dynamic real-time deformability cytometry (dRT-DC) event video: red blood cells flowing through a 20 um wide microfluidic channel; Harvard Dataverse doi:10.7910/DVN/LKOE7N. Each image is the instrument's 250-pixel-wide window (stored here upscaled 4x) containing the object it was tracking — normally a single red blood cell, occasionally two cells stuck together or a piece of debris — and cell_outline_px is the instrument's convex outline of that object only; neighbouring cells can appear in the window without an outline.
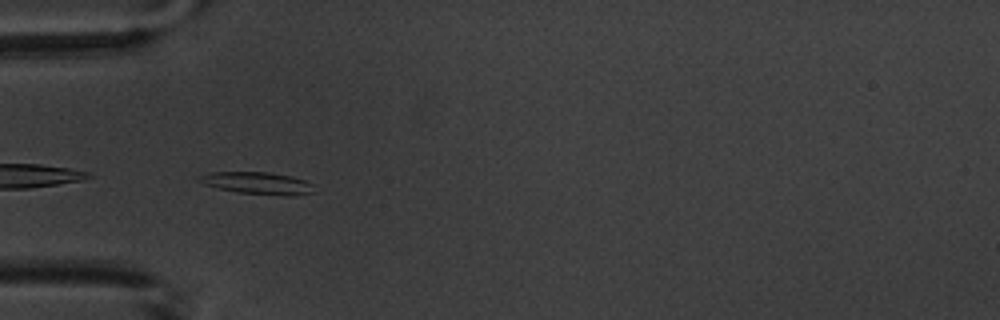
{"species": "common noctule bat (a hibernating species)", "species_latin": "Nyctalus noctula", "temperature_condition": "warm", "stored_images_in_passage": 6, "camera_frame_rate_fps": 3000, "um_per_image_px": 0.085, "animal": {"sex": "male", "body_mass_g": 20.1, "forearm_length_mm": 53.5}, "frame": {"image": 1, "passage_image": 5, "time_ms": 4.667, "image_size_px": [1000, 320], "cell_outline_px": [[316, 192], [288, 196], [240, 192], [220, 188], [204, 184], [196, 180], [196, 176], [212, 172], [268, 172], [292, 176], [304, 180], [312, 184]], "centroid_in_image_um": [21.9, 15.55], "position_along_channel_um": 63.1, "area_um2": 14.74}}